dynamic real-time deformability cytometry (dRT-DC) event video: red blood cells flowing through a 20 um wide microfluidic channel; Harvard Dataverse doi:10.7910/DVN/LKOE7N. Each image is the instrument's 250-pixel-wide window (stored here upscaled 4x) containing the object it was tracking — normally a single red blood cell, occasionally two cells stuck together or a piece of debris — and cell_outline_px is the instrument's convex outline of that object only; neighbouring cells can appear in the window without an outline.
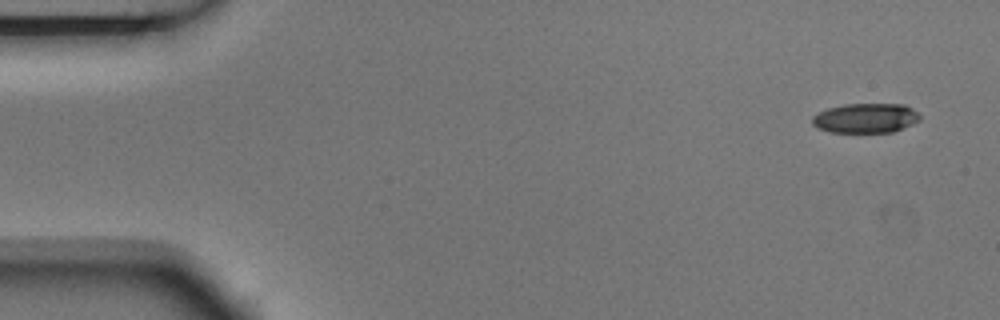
{"species": "Egyptian fruit bat (a non-hibernating species)", "species_latin": "Rousettus aegyptiacus", "temperature_condition": "room temperature", "stored_images_in_passage": 6, "camera_frame_rate_fps": 3000, "um_per_image_px": 0.085, "animal": {"sex": "male"}, "frame": {"image": 1, "passage_image": 1, "time_ms": 0.0, "image_size_px": [1000, 320], "cell_outline_px": [[920, 120], [904, 128], [892, 132], [828, 132], [816, 128], [812, 124], [812, 116], [828, 108], [844, 104], [904, 104], [912, 108], [920, 116]], "centroid_in_image_um": [73.57, 10.04], "position_along_channel_um": 11.4, "area_um2": 18.67}}
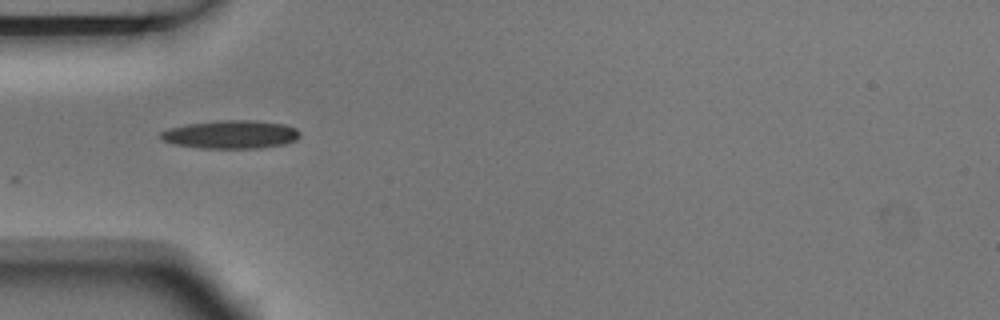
{"frame": {"image": 2, "passage_image": 5, "time_ms": 1.333, "image_size_px": [1000, 320], "cell_outline_px": [[300, 136], [296, 140], [284, 144], [260, 148], [200, 148], [176, 144], [160, 140], [160, 132], [168, 128], [188, 124], [220, 120], [252, 120], [284, 124], [296, 128], [300, 132]], "centroid_in_image_um": [19.62, 11.43], "position_along_channel_um": 65.4, "area_um2": 22.95}}
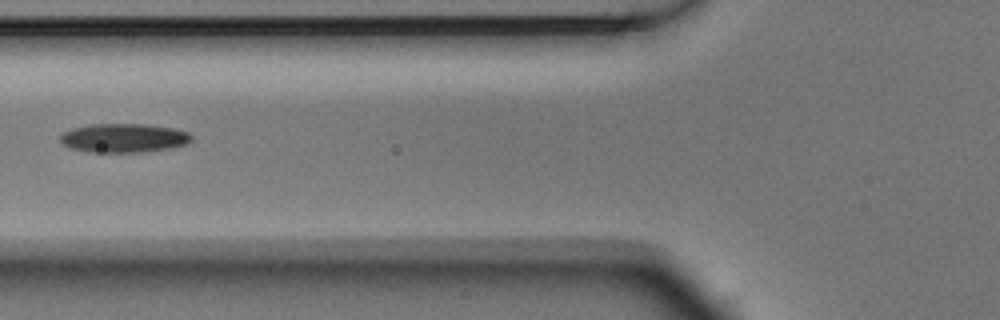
{"frame": {"image": 3, "passage_image": 6, "time_ms": 1.667, "image_size_px": [1000, 320], "cell_outline_px": [[192, 140], [188, 144], [172, 148], [144, 152], [88, 152], [68, 148], [60, 140], [60, 136], [64, 132], [72, 128], [92, 124], [144, 124], [176, 128], [188, 132], [192, 136]], "centroid_in_image_um": [10.55, 11.73], "position_along_channel_um": 115.2, "area_um2": 22.37}}